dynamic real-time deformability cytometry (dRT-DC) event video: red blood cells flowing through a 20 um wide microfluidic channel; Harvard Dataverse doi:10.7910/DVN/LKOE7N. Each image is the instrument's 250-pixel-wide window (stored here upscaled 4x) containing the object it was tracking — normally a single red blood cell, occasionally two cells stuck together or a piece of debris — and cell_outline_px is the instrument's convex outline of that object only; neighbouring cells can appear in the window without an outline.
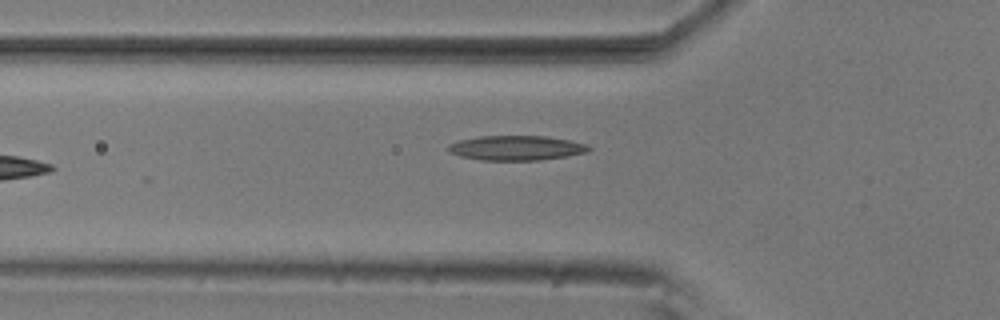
{"species": "common noctule bat (a hibernating species)", "species_latin": "Nyctalus noctula", "temperature_condition": "room temperature", "stored_images_in_passage": 7, "camera_frame_rate_fps": 3000, "um_per_image_px": 0.085, "animal": {"sex": "male", "body_mass_g": 20.5, "forearm_length_mm": 52.5}, "frame": {"image": 1, "passage_image": 7, "time_ms": 2.0, "image_size_px": [1000, 320], "cell_outline_px": [[592, 148], [588, 152], [540, 160], [480, 160], [460, 156], [448, 152], [448, 144], [460, 140], [480, 136], [544, 136], [568, 140], [588, 144]], "centroid_in_image_um": [43.87, 12.57], "position_along_channel_um": 81.9, "area_um2": 20.17}}